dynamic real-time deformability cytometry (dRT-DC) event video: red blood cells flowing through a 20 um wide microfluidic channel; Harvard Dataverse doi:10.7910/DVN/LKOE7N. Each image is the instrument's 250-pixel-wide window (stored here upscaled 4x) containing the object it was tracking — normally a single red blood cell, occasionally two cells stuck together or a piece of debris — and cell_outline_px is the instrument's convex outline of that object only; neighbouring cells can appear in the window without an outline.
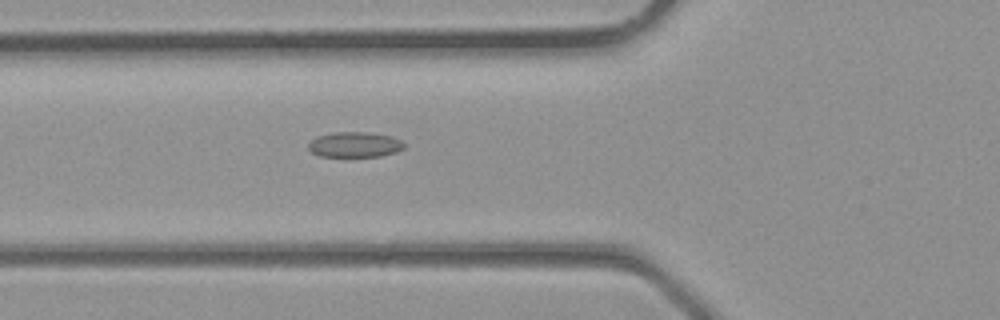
{"species": "common noctule bat (a hibernating species)", "species_latin": "Nyctalus noctula", "temperature_condition": "room temperature", "stored_images_in_passage": 6, "camera_frame_rate_fps": 3000, "um_per_image_px": 0.085, "animal": {"sex": "male", "body_mass_g": 23.1, "forearm_length_mm": 52.7}, "frame": {"image": 1, "passage_image": 6, "time_ms": 1.667, "image_size_px": [1000, 320], "cell_outline_px": [[404, 148], [396, 152], [380, 156], [320, 156], [312, 152], [308, 148], [308, 144], [316, 136], [336, 132], [372, 132], [388, 136], [400, 140], [404, 144]], "centroid_in_image_um": [30.14, 12.28], "position_along_channel_um": 95.7, "area_um2": 13.99}}